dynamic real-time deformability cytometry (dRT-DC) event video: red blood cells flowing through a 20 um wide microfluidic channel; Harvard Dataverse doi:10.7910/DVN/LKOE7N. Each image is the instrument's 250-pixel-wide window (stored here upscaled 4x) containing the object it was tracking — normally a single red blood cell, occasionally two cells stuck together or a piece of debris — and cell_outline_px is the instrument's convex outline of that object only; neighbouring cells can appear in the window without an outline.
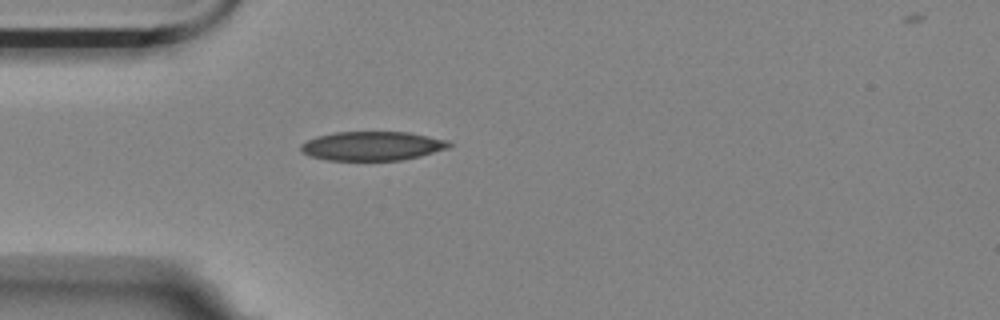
{"species": "Egyptian fruit bat (a non-hibernating species)", "species_latin": "Rousettus aegyptiacus", "temperature_condition": "room temperature", "stored_images_in_passage": 41, "camera_frame_rate_fps": 3000, "um_per_image_px": 0.085, "animal": {"sex": "female"}, "frame": {"image": 1, "passage_image": 1, "time_ms": 0.0, "image_size_px": [1000, 320], "cell_outline_px": [[452, 144], [448, 148], [420, 156], [400, 160], [328, 160], [312, 156], [300, 152], [300, 144], [316, 136], [336, 132], [408, 132], [448, 140]], "centroid_in_image_um": [31.63, 12.4], "position_along_channel_um": 53.4, "area_um2": 25.03}}
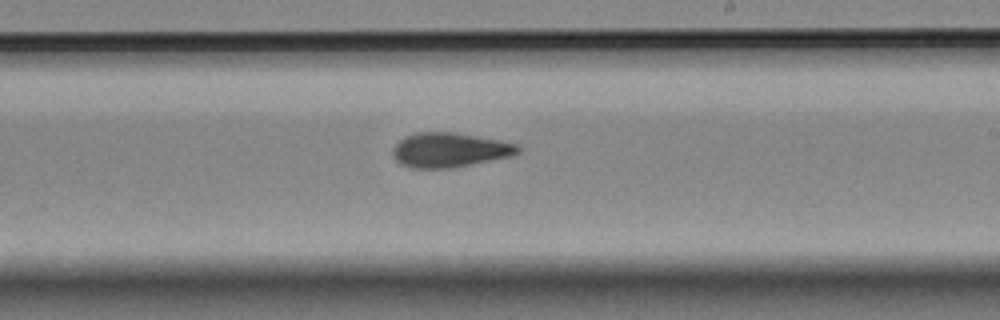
{"frame": {"image": 2, "passage_image": 18, "time_ms": 5.667, "image_size_px": [1000, 320], "cell_outline_px": [[520, 152], [512, 156], [456, 168], [412, 168], [400, 164], [392, 156], [392, 148], [400, 140], [416, 132], [452, 132], [500, 140], [516, 144], [520, 148]], "centroid_in_image_um": [38.22, 12.76], "position_along_channel_um": 250.8, "area_um2": 25.32}}
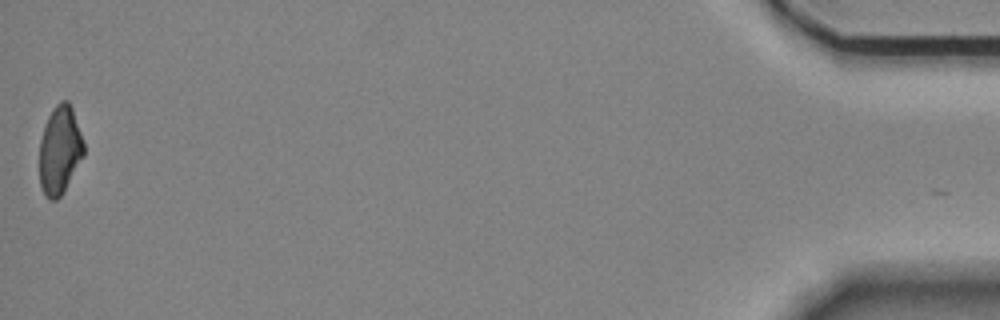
{"frame": {"image": 3, "passage_image": 41, "time_ms": 13.333, "image_size_px": [1000, 320], "cell_outline_px": [[84, 156], [64, 192], [56, 200], [48, 200], [40, 184], [40, 140], [48, 116], [52, 108], [60, 100], [68, 100], [72, 108], [84, 144]], "centroid_in_image_um": [5.09, 12.77], "position_along_channel_um": 430.1, "area_um2": 22.77}, "authors_computed_cell_mechanics": {"area_um2": 24.565, "velocity_mm_per_s": 3.5781, "shape_relaxation_time_tau1_ms": null, "shape_relaxation_time_tau2_ms": 3.3387, "deformation_change_tau1": null, "deformation_change_tau2": 0.1012}}